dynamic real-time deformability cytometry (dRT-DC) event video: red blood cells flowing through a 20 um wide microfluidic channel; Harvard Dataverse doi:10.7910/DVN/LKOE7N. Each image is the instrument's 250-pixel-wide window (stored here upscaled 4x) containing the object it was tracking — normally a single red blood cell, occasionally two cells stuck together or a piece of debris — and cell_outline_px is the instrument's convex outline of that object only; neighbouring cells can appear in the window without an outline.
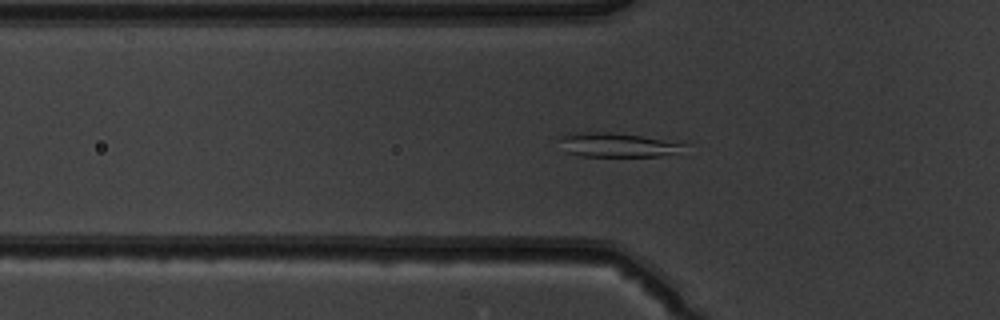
{"species": "common noctule bat (a hibernating species)", "species_latin": "Nyctalus noctula", "temperature_condition": "warm", "stored_images_in_passage": 43, "camera_frame_rate_fps": 3000, "um_per_image_px": 0.085, "animal": {"sex": "male", "body_mass_g": 19.5, "forearm_length_mm": 54.6}, "frame": {"image": 1, "passage_image": 9, "time_ms": 2.667, "image_size_px": [1000, 320], "cell_outline_px": [[688, 144], [672, 152], [660, 156], [580, 156], [564, 152], [560, 140], [560, 136], [568, 132], [612, 132], [684, 140]], "centroid_in_image_um": [52.5, 12.28], "position_along_channel_um": 73.3, "area_um2": 18.09}}
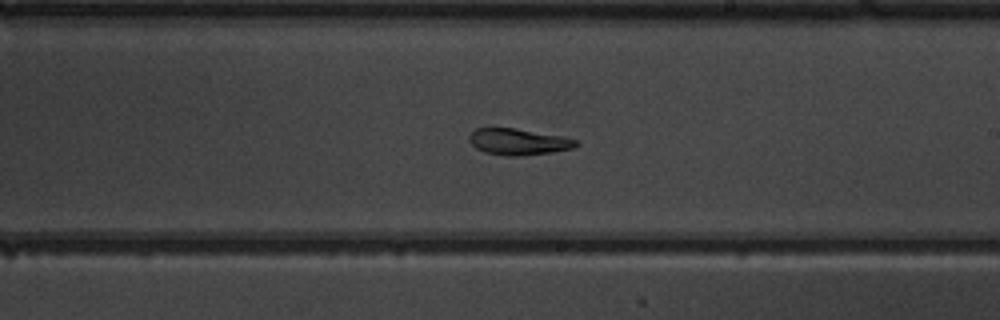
{"frame": {"image": 2, "passage_image": 22, "time_ms": 7.0, "image_size_px": [1000, 320], "cell_outline_px": [[580, 144], [572, 148], [552, 152], [520, 156], [508, 156], [484, 152], [476, 148], [472, 144], [468, 136], [476, 128], [516, 128], [560, 136], [576, 140]], "centroid_in_image_um": [44.05, 12.05], "position_along_channel_um": 245.0, "area_um2": 16.24}}
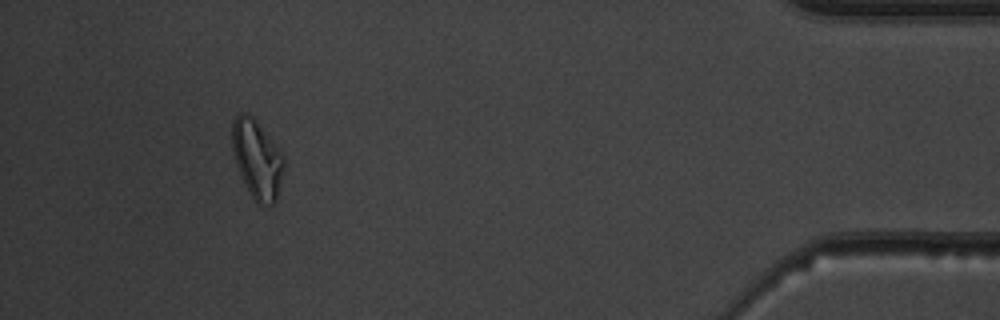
{"frame": {"image": 3, "passage_image": 39, "time_ms": 12.667, "image_size_px": [1000, 320], "cell_outline_px": [[284, 164], [276, 200], [272, 204], [260, 204], [252, 196], [244, 184], [236, 164], [232, 148], [232, 120], [240, 112], [244, 112], [252, 116], [256, 120], [284, 156]], "centroid_in_image_um": [21.83, 13.49], "position_along_channel_um": 413.4, "area_um2": 23.29}, "authors_computed_cell_mechanics": {"area_um2": 17.9758, "velocity_mm_per_s": 3.9646, "shape_relaxation_time_tau1_ms": 8.6494, "shape_relaxation_time_tau2_ms": 2.8751, "deformation_change_tau1": 0.1728, "deformation_change_tau2": 0.054}}